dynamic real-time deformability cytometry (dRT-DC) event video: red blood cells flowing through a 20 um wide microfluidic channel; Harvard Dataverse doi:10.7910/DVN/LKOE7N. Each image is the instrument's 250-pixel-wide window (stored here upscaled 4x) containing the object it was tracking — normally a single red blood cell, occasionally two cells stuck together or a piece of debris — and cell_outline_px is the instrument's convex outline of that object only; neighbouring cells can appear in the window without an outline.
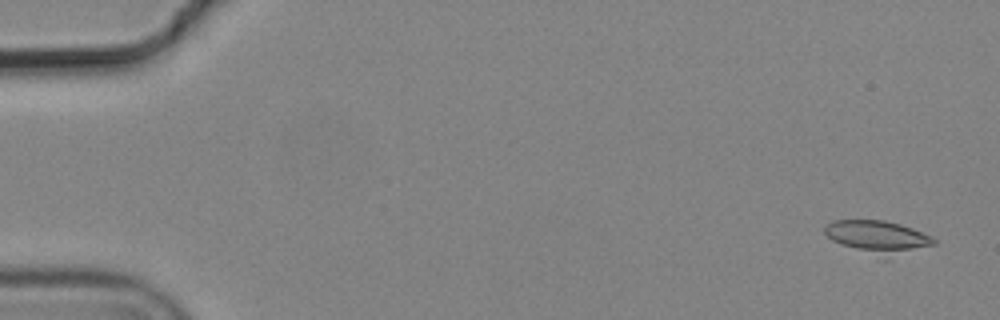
{"species": "common noctule bat (a hibernating species)", "species_latin": "Nyctalus noctula", "temperature_condition": "cold", "stored_images_in_passage": 5, "camera_frame_rate_fps": 3000, "um_per_image_px": 0.085, "animal": {"sex": "male", "body_mass_g": 19.2, "forearm_length_mm": 51.8}, "frame": {"image": 1, "passage_image": 1, "time_ms": 0.0, "image_size_px": [1000, 320], "cell_outline_px": [[936, 244], [888, 260], [884, 260], [840, 244], [832, 240], [824, 232], [824, 228], [832, 220], [884, 220], [900, 224], [912, 228], [932, 236], [936, 240]], "centroid_in_image_um": [74.66, 20.19], "position_along_channel_um": 10.3, "area_um2": 21.39}}
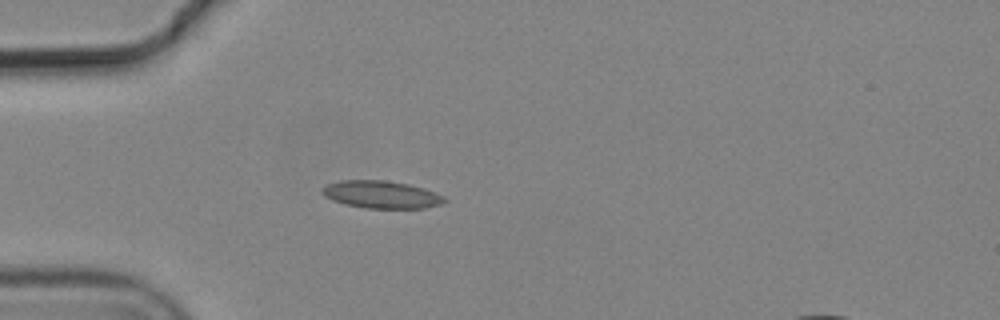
{"frame": {"image": 2, "passage_image": 4, "time_ms": 1.0, "image_size_px": [1000, 320], "cell_outline_px": [[448, 200], [440, 204], [424, 208], [364, 208], [344, 204], [332, 200], [324, 196], [320, 192], [320, 188], [328, 184], [340, 180], [384, 180], [408, 184], [424, 188], [436, 192], [444, 196]], "centroid_in_image_um": [32.39, 16.53], "position_along_channel_um": 52.6, "area_um2": 19.77}}